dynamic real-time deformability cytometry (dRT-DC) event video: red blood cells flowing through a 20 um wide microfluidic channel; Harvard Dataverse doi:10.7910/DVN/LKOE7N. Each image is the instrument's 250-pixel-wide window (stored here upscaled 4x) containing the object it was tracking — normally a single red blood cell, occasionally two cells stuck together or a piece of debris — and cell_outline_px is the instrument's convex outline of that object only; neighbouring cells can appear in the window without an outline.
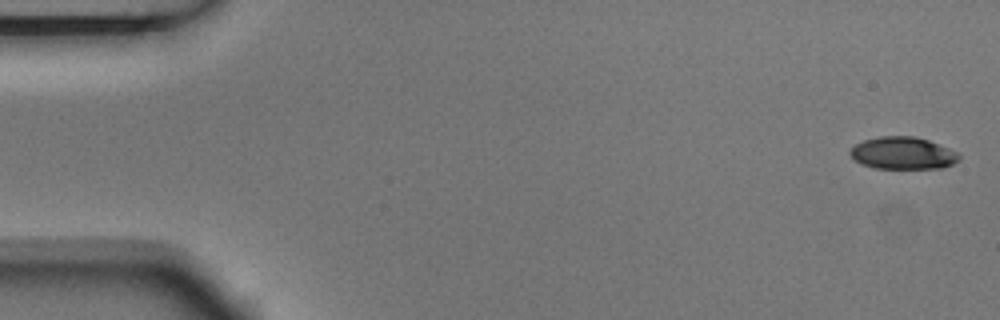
{"species": "Egyptian fruit bat (a non-hibernating species)", "species_latin": "Rousettus aegyptiacus", "temperature_condition": "room temperature", "stored_images_in_passage": 5, "camera_frame_rate_fps": 3000, "um_per_image_px": 0.085, "animal": {"sex": "male"}, "frame": {"image": 1, "passage_image": 1, "time_ms": 0.0, "image_size_px": [1000, 320], "cell_outline_px": [[960, 160], [944, 168], [876, 168], [864, 164], [856, 160], [848, 152], [856, 144], [864, 140], [880, 136], [916, 136], [928, 140], [960, 152]], "centroid_in_image_um": [76.8, 13.01], "position_along_channel_um": 8.2, "area_um2": 20.46}}
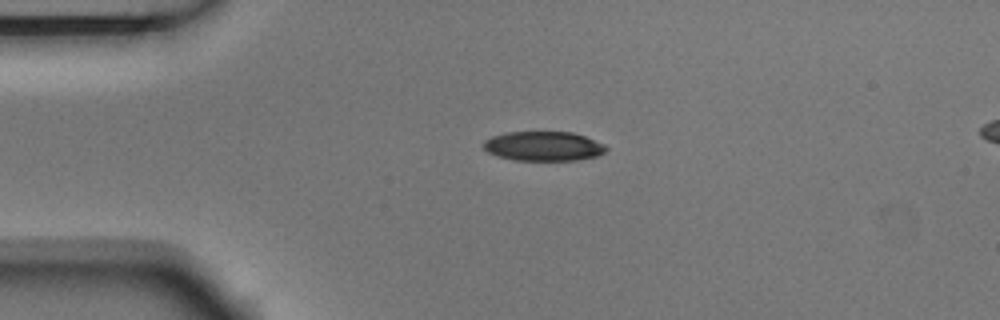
{"frame": {"image": 2, "passage_image": 4, "time_ms": 1.0, "image_size_px": [1000, 320], "cell_outline_px": [[608, 148], [604, 152], [596, 156], [576, 160], [516, 160], [496, 156], [488, 152], [484, 148], [484, 140], [492, 136], [504, 132], [572, 132], [584, 136], [604, 144]], "centroid_in_image_um": [46.17, 12.42], "position_along_channel_um": 38.8, "area_um2": 20.98}}